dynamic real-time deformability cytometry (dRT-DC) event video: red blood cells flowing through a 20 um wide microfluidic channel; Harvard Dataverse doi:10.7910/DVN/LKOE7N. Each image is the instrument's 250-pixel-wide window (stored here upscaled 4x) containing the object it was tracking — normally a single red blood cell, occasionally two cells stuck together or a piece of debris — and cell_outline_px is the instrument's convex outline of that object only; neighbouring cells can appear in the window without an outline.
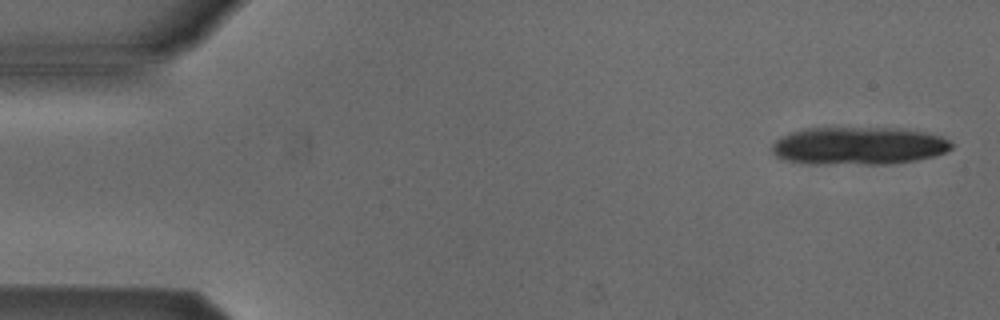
{"species": "Egyptian fruit bat (a non-hibernating species)", "species_latin": "Rousettus aegyptiacus", "temperature_condition": "cold", "stored_images_in_passage": 12, "camera_frame_rate_fps": 3000, "um_per_image_px": 0.085, "animal": {"sex": "male"}, "frame": {"image": 1, "passage_image": 1, "time_ms": 0.0, "image_size_px": [1000, 320], "cell_outline_px": [[952, 148], [944, 152], [932, 156], [916, 160], [888, 164], [808, 164], [788, 160], [776, 156], [772, 152], [772, 144], [780, 136], [788, 132], [804, 128], [896, 128], [924, 132], [940, 136], [948, 140], [952, 144]], "centroid_in_image_um": [72.92, 12.39], "position_along_channel_um": 12.1, "area_um2": 39.59}}